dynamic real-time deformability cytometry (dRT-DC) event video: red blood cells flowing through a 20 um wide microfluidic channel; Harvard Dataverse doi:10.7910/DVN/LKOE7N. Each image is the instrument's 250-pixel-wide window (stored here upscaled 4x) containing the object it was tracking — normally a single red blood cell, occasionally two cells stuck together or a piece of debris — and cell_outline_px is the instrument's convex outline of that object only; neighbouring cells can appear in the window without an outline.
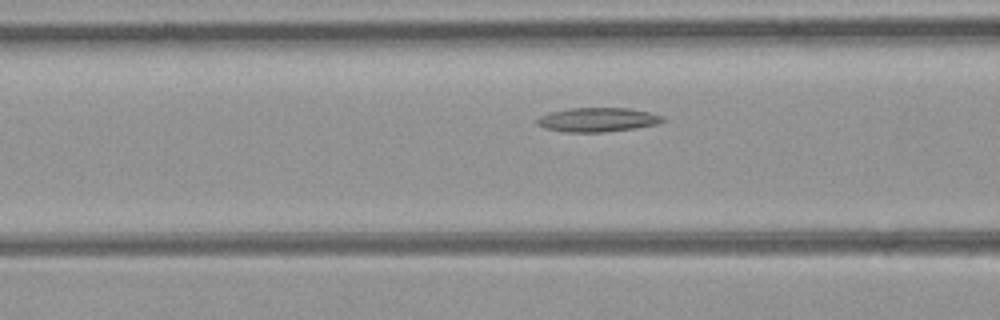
{"species": "common noctule bat (a hibernating species)", "species_latin": "Nyctalus noctula", "temperature_condition": "room temperature", "stored_images_in_passage": 24, "segment_of_instrument_passage": [1, 2], "camera_frame_rate_fps": 3000, "um_per_image_px": 0.085, "animal": {"sex": "female", "body_mass_g": 21.9}, "frame": {"image": 1, "passage_image": 4, "time_ms": 1.0, "image_size_px": [1000, 320], "cell_outline_px": [[664, 120], [660, 124], [636, 128], [600, 132], [564, 132], [544, 128], [536, 124], [536, 120], [540, 116], [552, 112], [568, 108], [628, 108], [648, 112], [664, 116]], "centroid_in_image_um": [50.8, 10.18], "position_along_channel_um": 115.8, "area_um2": 17.69}}
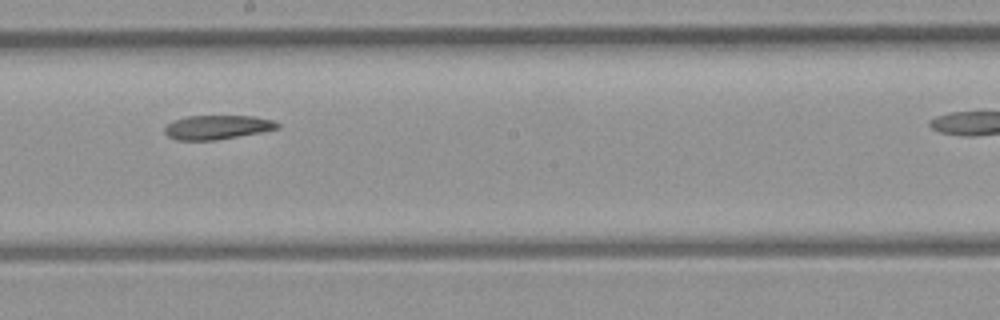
{"frame": {"image": 2, "passage_image": 12, "time_ms": 3.667, "image_size_px": [1000, 320], "cell_outline_px": [[280, 128], [260, 132], [212, 140], [176, 140], [168, 136], [164, 132], [164, 128], [172, 120], [184, 116], [252, 116], [276, 120], [280, 124]], "centroid_in_image_um": [18.45, 10.8], "position_along_channel_um": 229.7, "area_um2": 15.84}}
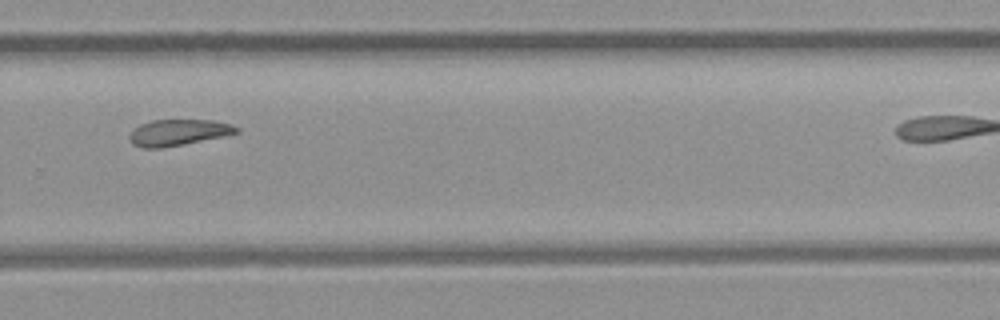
{"frame": {"image": 3, "passage_image": 18, "time_ms": 5.667, "image_size_px": [1000, 320], "cell_outline_px": [[240, 132], [160, 148], [144, 148], [132, 144], [128, 136], [140, 124], [152, 120], [212, 120], [232, 124], [240, 128]], "centroid_in_image_um": [15.14, 11.24], "position_along_channel_um": 314.7, "area_um2": 15.95}}